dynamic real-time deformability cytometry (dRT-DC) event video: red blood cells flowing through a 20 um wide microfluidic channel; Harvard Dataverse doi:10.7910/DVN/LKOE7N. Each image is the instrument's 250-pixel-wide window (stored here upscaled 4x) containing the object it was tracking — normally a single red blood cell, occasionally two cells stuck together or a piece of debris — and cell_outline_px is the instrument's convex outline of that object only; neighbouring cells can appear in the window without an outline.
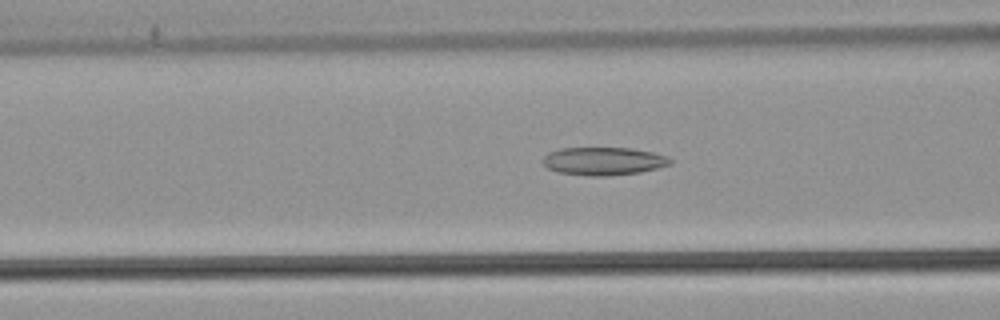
{"species": "common noctule bat (a hibernating species)", "species_latin": "Nyctalus noctula", "temperature_condition": "warm", "stored_images_in_passage": 53, "camera_frame_rate_fps": 3000, "um_per_image_px": 0.085, "animal": {"sex": "male", "body_mass_g": 21.5, "forearm_length_mm": 52.0}, "frame": {"image": 1, "passage_image": 21, "time_ms": 6.667, "image_size_px": [1000, 320], "cell_outline_px": [[672, 164], [640, 172], [608, 176], [592, 176], [556, 172], [548, 168], [544, 164], [544, 156], [548, 152], [560, 148], [632, 148], [652, 152], [668, 156], [672, 160]], "centroid_in_image_um": [51.31, 13.69], "position_along_channel_um": 115.3, "area_um2": 20.81}}
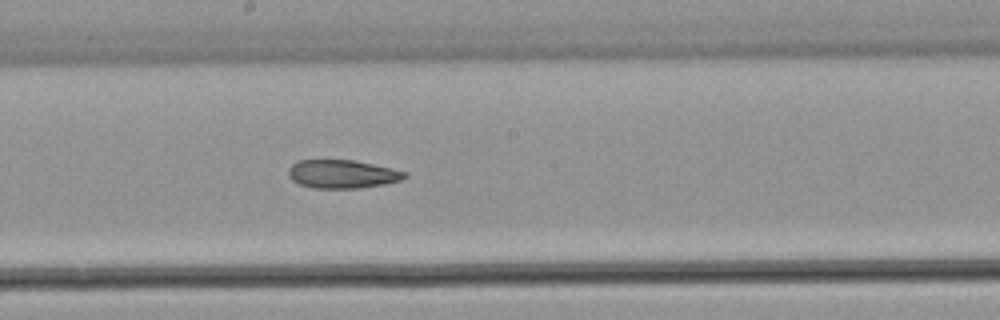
{"frame": {"image": 2, "passage_image": 29, "time_ms": 9.333, "image_size_px": [1000, 320], "cell_outline_px": [[408, 176], [400, 180], [384, 184], [360, 188], [312, 188], [300, 184], [292, 180], [288, 172], [288, 168], [292, 164], [300, 160], [352, 160], [392, 168], [408, 172]], "centroid_in_image_um": [29.1, 14.79], "position_along_channel_um": 219.1, "area_um2": 19.19}}
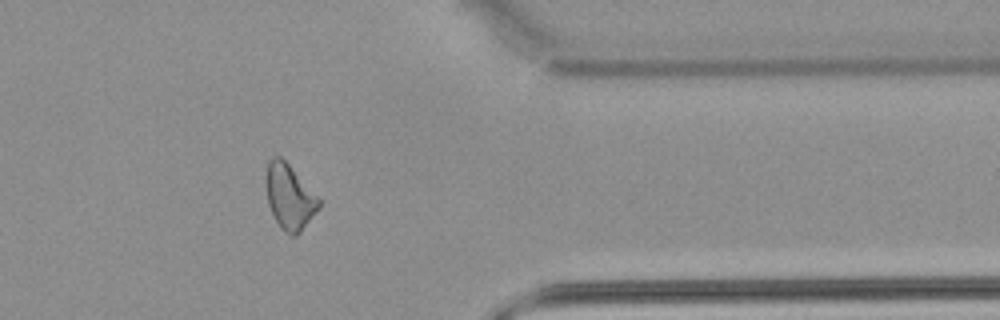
{"frame": {"image": 3, "passage_image": 43, "time_ms": 14.0, "image_size_px": [1000, 320], "cell_outline_px": [[320, 208], [300, 232], [296, 236], [292, 236], [284, 232], [280, 228], [268, 204], [264, 180], [264, 176], [268, 160], [272, 156], [280, 156], [288, 164], [320, 200]], "centroid_in_image_um": [24.56, 16.73], "position_along_channel_um": 386.8, "area_um2": 20.06}, "authors_computed_cell_mechanics": {"area_um2": 20.9236, "velocity_mm_per_s": 3.8989, "shape_relaxation_time_tau1_ms": null, "shape_relaxation_time_tau2_ms": 6.8902, "deformation_change_tau1": null, "deformation_change_tau2": 0.1787}}